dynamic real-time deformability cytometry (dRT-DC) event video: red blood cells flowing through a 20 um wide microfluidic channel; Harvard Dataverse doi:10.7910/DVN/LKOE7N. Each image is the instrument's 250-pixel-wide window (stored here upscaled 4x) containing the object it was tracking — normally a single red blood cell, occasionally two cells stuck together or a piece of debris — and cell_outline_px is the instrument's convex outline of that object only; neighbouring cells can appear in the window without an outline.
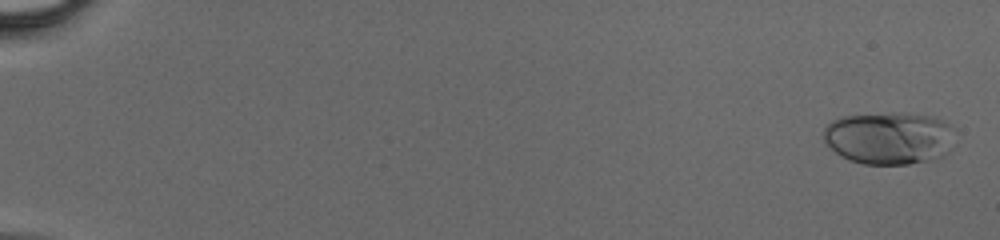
{"species": "human", "species_latin": "Homo sapiens", "temperature_condition": "cold", "stored_images_in_passage": 48, "camera_frame_rate_fps": 3000, "um_per_image_px": 0.085, "donor": {"sex": "male"}, "frame": {"image": 1, "passage_image": 2, "time_ms": 0.333, "image_size_px": [1000, 240], "cell_outline_px": [[948, 152], [944, 156], [928, 160], [908, 164], [864, 164], [848, 160], [824, 144], [824, 128], [832, 120], [840, 116], [892, 112], [904, 112], [936, 116], [948, 124]], "centroid_in_image_um": [75.47, 11.71], "position_along_channel_um": 9.5, "area_um2": 40.06}}
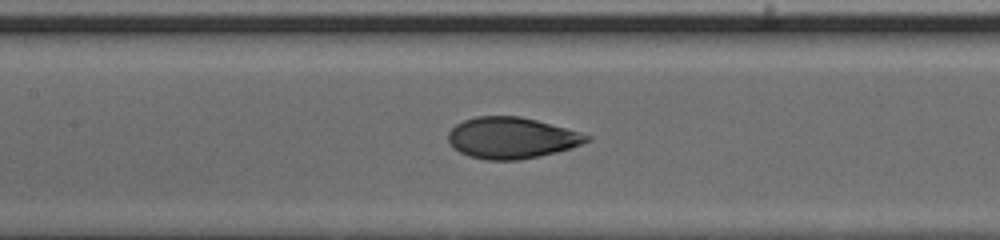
{"frame": {"image": 2, "passage_image": 25, "time_ms": 8.0, "image_size_px": [1000, 240], "cell_outline_px": [[592, 140], [572, 148], [540, 156], [520, 160], [488, 160], [468, 156], [452, 148], [448, 140], [448, 132], [456, 124], [464, 120], [476, 116], [520, 116], [536, 120], [580, 132], [592, 136]], "centroid_in_image_um": [43.48, 11.73], "position_along_channel_um": 163.9, "area_um2": 33.47}}
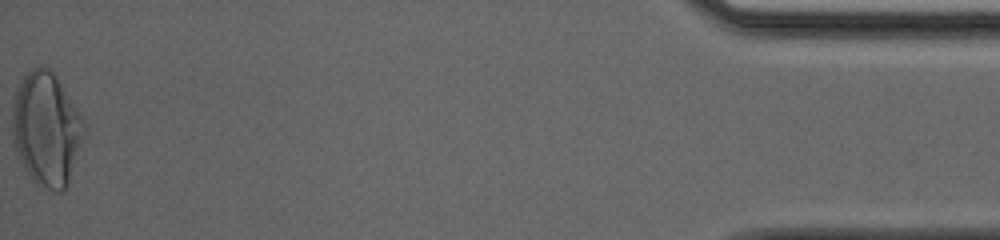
{"frame": {"image": 3, "passage_image": 48, "time_ms": 15.667, "image_size_px": [1000, 240], "cell_outline_px": [[84, 136], [68, 184], [60, 192], [56, 192], [36, 184], [32, 180], [24, 168], [16, 152], [12, 132], [12, 112], [16, 92], [24, 76], [32, 68], [40, 64], [48, 68], [56, 76], [84, 120]], "centroid_in_image_um": [3.94, 10.98], "position_along_channel_um": 431.3, "area_um2": 47.16}}